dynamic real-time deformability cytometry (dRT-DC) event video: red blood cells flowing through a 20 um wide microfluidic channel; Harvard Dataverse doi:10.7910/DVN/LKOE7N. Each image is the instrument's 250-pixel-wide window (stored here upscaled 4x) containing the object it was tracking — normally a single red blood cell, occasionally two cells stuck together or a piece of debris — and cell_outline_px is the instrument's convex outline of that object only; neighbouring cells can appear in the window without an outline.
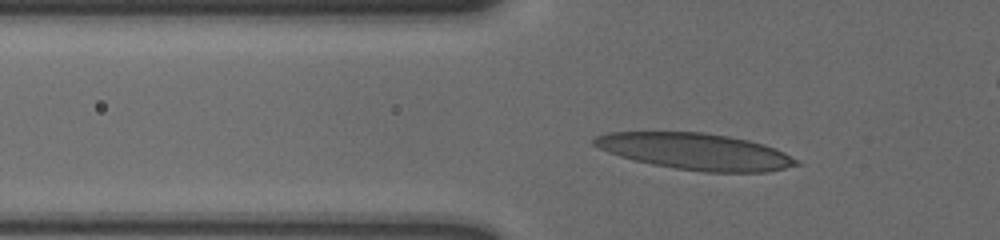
{"species": "human", "species_latin": "Homo sapiens", "temperature_condition": "cold", "stored_images_in_passage": 40, "camera_frame_rate_fps": 3000, "um_per_image_px": 0.085, "donor": {"sex": "male"}, "frame": {"image": 1, "passage_image": 6, "time_ms": 1.667, "image_size_px": [1000, 240], "cell_outline_px": [[800, 164], [768, 172], [704, 172], [676, 168], [652, 164], [620, 156], [608, 152], [592, 144], [592, 140], [596, 136], [608, 132], [704, 132], [728, 136], [748, 140], [764, 144], [784, 152], [800, 160]], "centroid_in_image_um": [59.14, 12.87], "position_along_channel_um": 66.7, "area_um2": 42.83}}
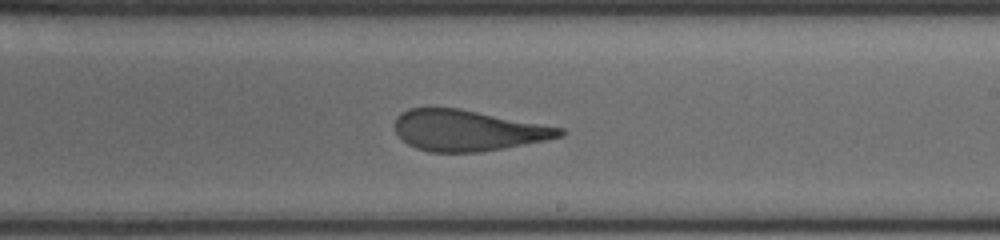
{"frame": {"image": 2, "passage_image": 22, "time_ms": 7.0, "image_size_px": [1000, 240], "cell_outline_px": [[568, 132], [564, 136], [504, 148], [480, 152], [428, 152], [416, 148], [408, 144], [396, 132], [396, 120], [408, 108], [460, 108], [564, 128]], "centroid_in_image_um": [39.81, 11.09], "position_along_channel_um": 249.2, "area_um2": 39.07}}
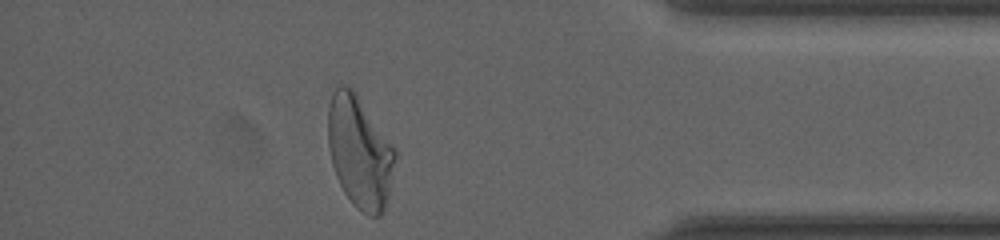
{"frame": {"image": 3, "passage_image": 37, "time_ms": 12.0, "image_size_px": [1000, 240], "cell_outline_px": [[396, 156], [388, 196], [384, 208], [380, 216], [368, 216], [360, 212], [352, 204], [344, 192], [336, 176], [332, 164], [328, 144], [328, 108], [332, 92], [340, 84], [344, 84], [352, 88], [396, 148]], "centroid_in_image_um": [30.56, 12.93], "position_along_channel_um": 404.6, "area_um2": 43.81}}